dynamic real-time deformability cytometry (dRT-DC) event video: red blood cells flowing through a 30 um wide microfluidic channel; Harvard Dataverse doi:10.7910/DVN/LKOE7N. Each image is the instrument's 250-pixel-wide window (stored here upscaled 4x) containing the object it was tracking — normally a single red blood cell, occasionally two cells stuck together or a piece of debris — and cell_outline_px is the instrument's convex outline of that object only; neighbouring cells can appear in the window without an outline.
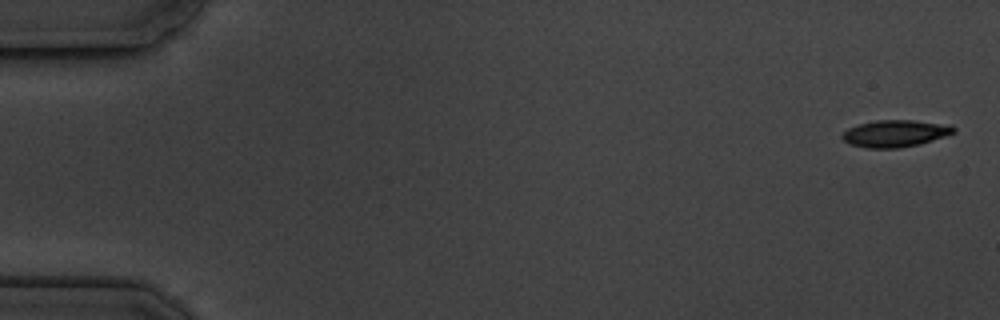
{"species": "common noctule bat (a hibernating species)", "species_latin": "Nyctalus noctula", "temperature_condition": "cold", "stored_images_in_passage": 5, "camera_frame_rate_fps": 3000, "um_per_image_px": 0.085, "animal": {"sex": "male", "body_mass_g": 19.5, "forearm_length_mm": 54.6}, "frame": {"image": 1, "passage_image": 1, "time_ms": 0.0, "image_size_px": [1000, 320], "cell_outline_px": [[956, 132], [920, 144], [900, 148], [864, 148], [848, 144], [840, 136], [848, 128], [860, 124], [876, 120], [912, 120], [952, 124], [956, 128]], "centroid_in_image_um": [76.1, 11.34], "position_along_channel_um": 8.9, "area_um2": 17.69}}